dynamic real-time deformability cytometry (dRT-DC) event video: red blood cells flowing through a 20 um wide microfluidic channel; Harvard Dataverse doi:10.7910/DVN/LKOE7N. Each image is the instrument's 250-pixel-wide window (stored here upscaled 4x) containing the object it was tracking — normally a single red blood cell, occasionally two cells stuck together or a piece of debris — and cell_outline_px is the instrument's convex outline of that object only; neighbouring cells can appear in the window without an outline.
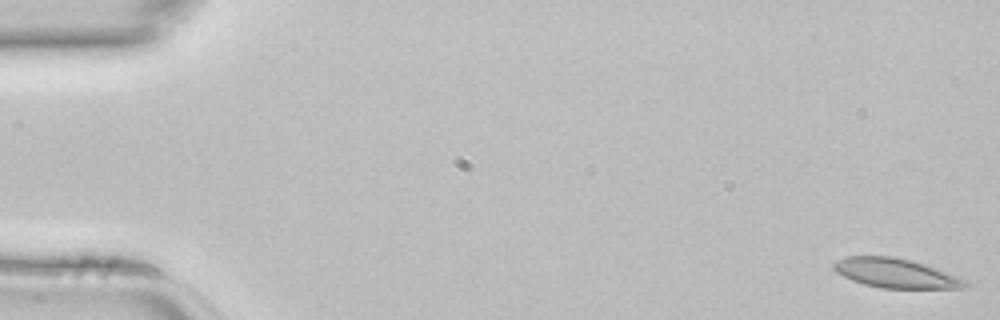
{"species": "common noctule bat (a hibernating species)", "species_latin": "Nyctalus noctula", "temperature_condition": "room temperature", "stored_images_in_passage": 17, "camera_frame_rate_fps": 3000, "um_per_image_px": 0.085, "animal": {"sex": "female", "body_mass_g": 22.7, "forearm_length_mm": 54.2}, "frame": {"image": 1, "passage_image": 1, "time_ms": 0.0, "image_size_px": [1000, 320], "cell_outline_px": [[972, 284], [960, 288], [880, 288], [864, 284], [852, 280], [836, 272], [832, 268], [832, 264], [836, 260], [848, 256], [892, 256], [912, 260], [936, 268], [968, 280]], "centroid_in_image_um": [76.14, 23.22], "position_along_channel_um": 8.9, "area_um2": 22.6}}
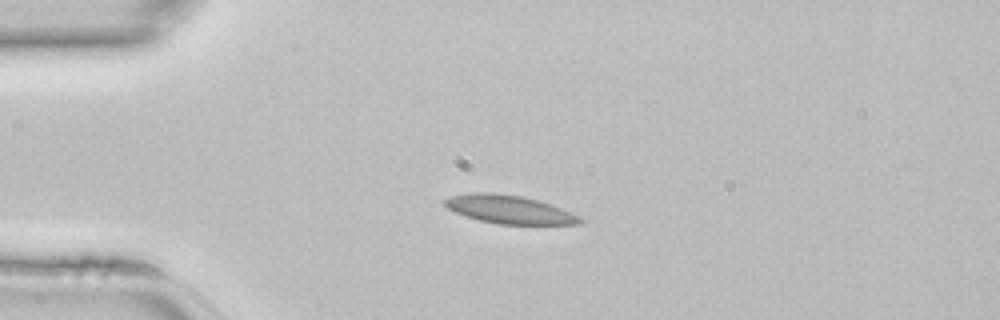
{"frame": {"image": 2, "passage_image": 11, "time_ms": 3.333, "image_size_px": [1000, 320], "cell_outline_px": [[584, 224], [496, 224], [464, 216], [448, 208], [444, 204], [444, 200], [452, 196], [468, 192], [492, 192], [520, 196], [540, 200], [552, 204], [572, 212], [580, 216], [584, 220]], "centroid_in_image_um": [43.33, 17.8], "position_along_channel_um": 41.7, "area_um2": 22.48}}